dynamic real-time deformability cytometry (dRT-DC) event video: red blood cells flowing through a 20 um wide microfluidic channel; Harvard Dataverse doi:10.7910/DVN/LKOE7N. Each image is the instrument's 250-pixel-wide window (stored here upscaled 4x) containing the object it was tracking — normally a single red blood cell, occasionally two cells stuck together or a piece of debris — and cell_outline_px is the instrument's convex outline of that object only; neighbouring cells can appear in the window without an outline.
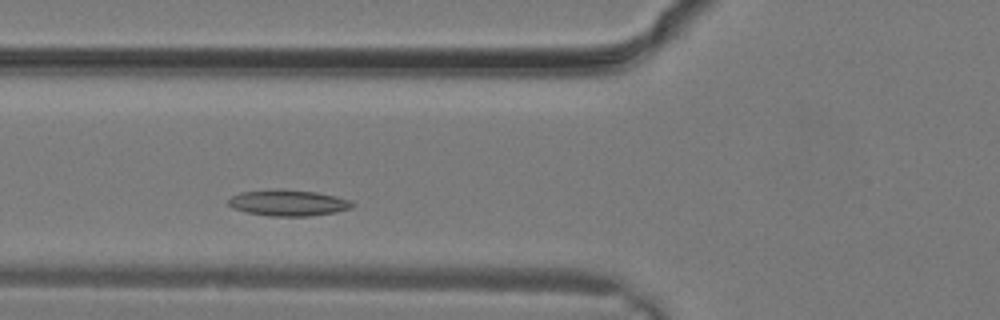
{"species": "common noctule bat (a hibernating species)", "species_latin": "Nyctalus noctula", "temperature_condition": "warm", "stored_images_in_passage": 13, "camera_frame_rate_fps": 3000, "um_per_image_px": 0.085, "animal": {"sex": "male", "body_mass_g": 19.2, "forearm_length_mm": 51.8}, "frame": {"image": 1, "passage_image": 4, "time_ms": 1.0, "image_size_px": [1000, 320], "cell_outline_px": [[352, 208], [336, 212], [308, 216], [272, 216], [248, 212], [232, 208], [228, 204], [228, 200], [232, 196], [240, 192], [276, 188], [284, 188], [316, 192], [336, 196], [348, 200], [352, 204]], "centroid_in_image_um": [24.46, 17.22], "position_along_channel_um": 101.3, "area_um2": 18.9}}
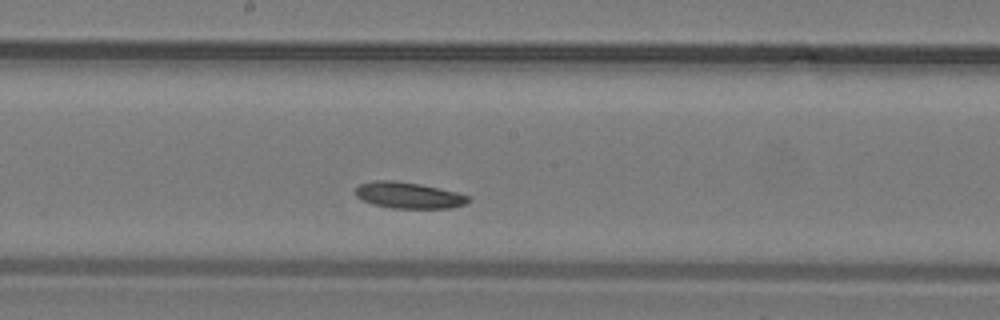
{"frame": {"image": 2, "passage_image": 9, "time_ms": 2.667, "image_size_px": [1000, 320], "cell_outline_px": [[472, 200], [464, 204], [448, 208], [392, 208], [372, 204], [356, 196], [356, 188], [360, 184], [376, 180], [392, 180], [420, 184], [440, 188], [456, 192], [468, 196]], "centroid_in_image_um": [34.73, 16.6], "position_along_channel_um": 213.5, "area_um2": 17.11}}
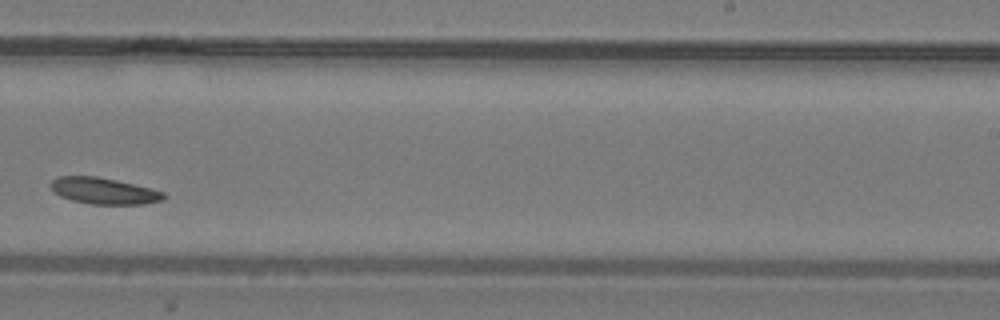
{"frame": {"image": 3, "passage_image": 12, "time_ms": 3.667, "image_size_px": [1000, 320], "cell_outline_px": [[168, 196], [164, 200], [144, 204], [92, 204], [72, 200], [60, 196], [48, 184], [56, 176], [96, 176], [116, 180], [152, 188], [164, 192]], "centroid_in_image_um": [8.86, 16.22], "position_along_channel_um": 280.1, "area_um2": 17.46}}